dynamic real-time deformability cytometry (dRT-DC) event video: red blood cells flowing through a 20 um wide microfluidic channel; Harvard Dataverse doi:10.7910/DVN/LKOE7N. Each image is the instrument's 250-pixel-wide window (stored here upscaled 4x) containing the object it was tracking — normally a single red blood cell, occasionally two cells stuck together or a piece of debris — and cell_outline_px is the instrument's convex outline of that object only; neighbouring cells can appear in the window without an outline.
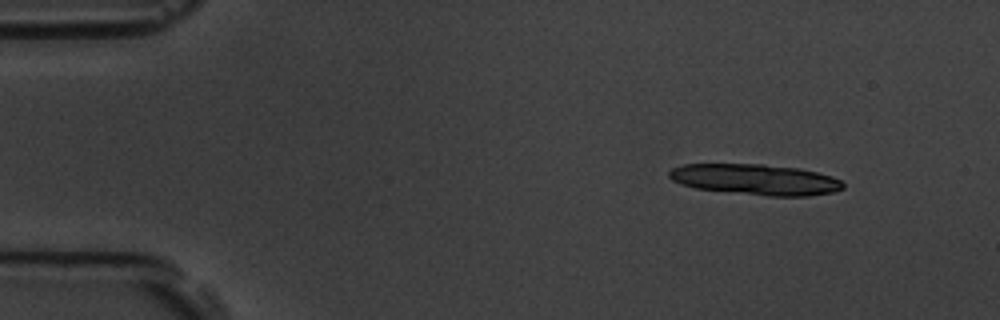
{"species": "common noctule bat (a hibernating species)", "species_latin": "Nyctalus noctula", "temperature_condition": "room temperature", "stored_images_in_passage": 5, "camera_frame_rate_fps": 3000, "um_per_image_px": 0.085, "animal": {"sex": "male", "body_mass_g": 19.5, "forearm_length_mm": 54.6}, "frame": {"image": 1, "passage_image": 1, "time_ms": 0.0, "image_size_px": [1000, 320], "cell_outline_px": [[844, 188], [832, 192], [808, 196], [768, 196], [696, 188], [680, 184], [672, 180], [668, 176], [668, 172], [672, 168], [684, 164], [764, 164], [800, 168], [832, 176], [840, 180], [844, 184]], "centroid_in_image_um": [64.22, 15.25], "position_along_channel_um": 20.8, "area_um2": 31.21}}
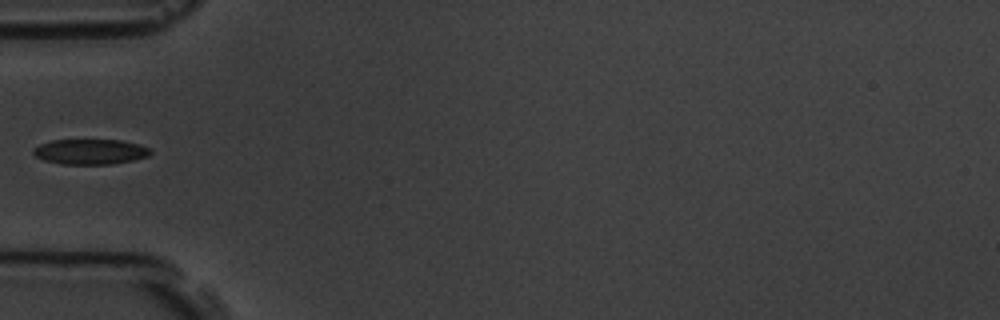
{"frame": {"image": 2, "passage_image": 5, "time_ms": 4.333, "image_size_px": [1000, 320], "cell_outline_px": [[152, 152], [148, 156], [132, 160], [112, 164], [60, 164], [44, 160], [36, 156], [32, 152], [32, 148], [40, 144], [52, 140], [120, 140], [140, 144], [152, 148]], "centroid_in_image_um": [7.68, 12.89], "position_along_channel_um": 77.3, "area_um2": 17.34}}